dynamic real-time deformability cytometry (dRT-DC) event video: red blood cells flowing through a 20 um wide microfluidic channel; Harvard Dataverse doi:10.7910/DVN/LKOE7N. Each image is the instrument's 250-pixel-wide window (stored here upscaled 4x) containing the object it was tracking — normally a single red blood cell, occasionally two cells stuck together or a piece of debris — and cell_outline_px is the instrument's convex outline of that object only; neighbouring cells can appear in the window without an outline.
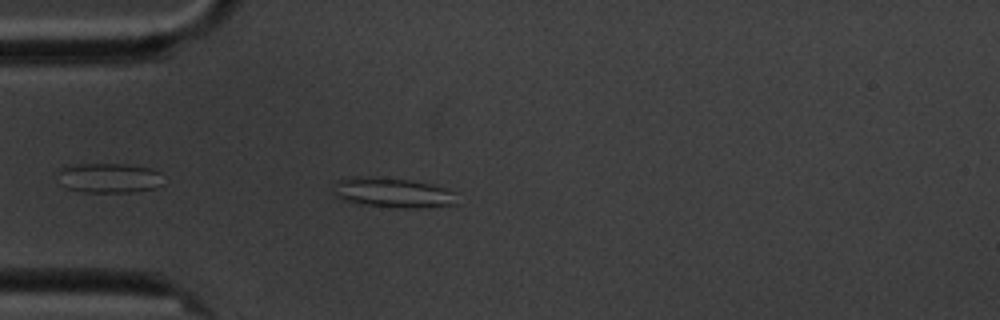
{"species": "common noctule bat (a hibernating species)", "species_latin": "Nyctalus noctula", "temperature_condition": "cold", "stored_images_in_passage": 6, "camera_frame_rate_fps": 3000, "um_per_image_px": 0.085, "animal": {"sex": "male", "body_mass_g": 20.1, "forearm_length_mm": 53.5}, "frame": {"image": 1, "passage_image": 5, "time_ms": 5.0, "image_size_px": [1000, 320], "cell_outline_px": [[456, 204], [420, 208], [396, 208], [360, 204], [344, 200], [336, 196], [332, 192], [336, 180], [352, 176], [368, 176], [412, 180], [432, 184], [448, 188], [456, 192]], "centroid_in_image_um": [33.38, 16.37], "position_along_channel_um": 51.6, "area_um2": 21.96}}